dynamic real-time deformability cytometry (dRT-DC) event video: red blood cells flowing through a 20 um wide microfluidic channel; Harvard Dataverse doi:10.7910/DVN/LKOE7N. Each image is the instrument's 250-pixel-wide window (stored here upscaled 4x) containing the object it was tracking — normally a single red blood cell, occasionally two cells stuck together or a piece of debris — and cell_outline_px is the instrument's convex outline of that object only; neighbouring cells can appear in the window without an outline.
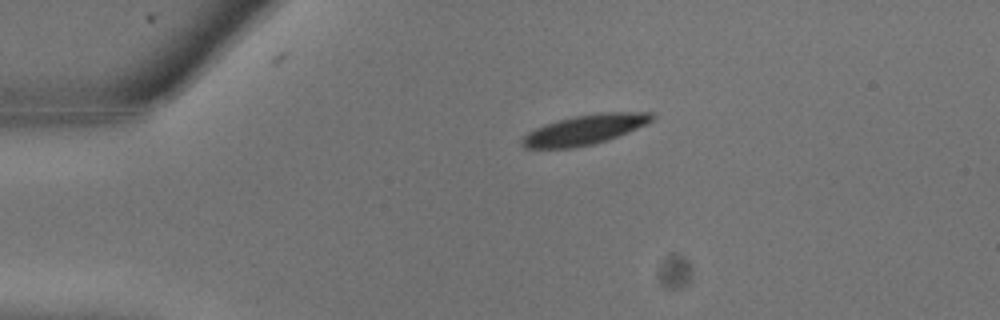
{"species": "common noctule bat (a hibernating species)", "species_latin": "Nyctalus noctula", "temperature_condition": "warm", "stored_images_in_passage": 9, "camera_frame_rate_fps": 3000, "um_per_image_px": 0.085, "animal": {"sex": "male", "body_mass_g": 13.3}, "frame": {"image": 1, "passage_image": 2, "time_ms": 0.333, "image_size_px": [1000, 320], "cell_outline_px": [[656, 116], [648, 124], [628, 132], [592, 144], [572, 148], [524, 148], [520, 144], [520, 140], [528, 132], [544, 124], [576, 116], [604, 112], [652, 112]], "centroid_in_image_um": [49.71, 11.02], "position_along_channel_um": 35.3, "area_um2": 22.37}}
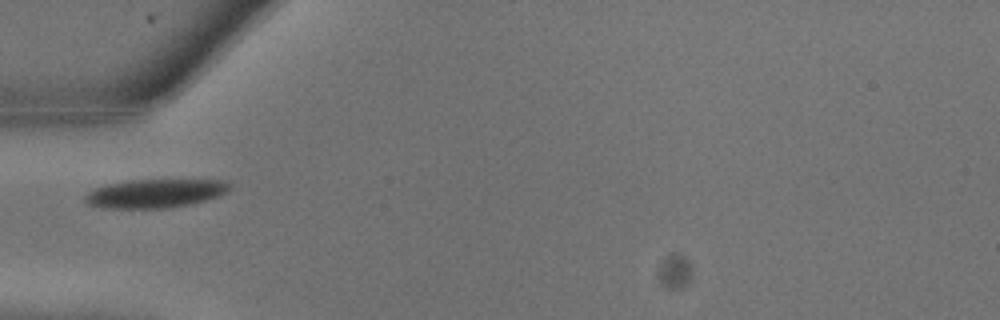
{"frame": {"image": 2, "passage_image": 5, "time_ms": 1.333, "image_size_px": [1000, 320], "cell_outline_px": [[232, 188], [216, 196], [204, 200], [188, 204], [168, 208], [104, 208], [88, 204], [84, 200], [84, 196], [88, 192], [96, 188], [108, 184], [128, 180], [228, 180]], "centroid_in_image_um": [13.17, 16.43], "position_along_channel_um": 71.8, "area_um2": 23.93}}
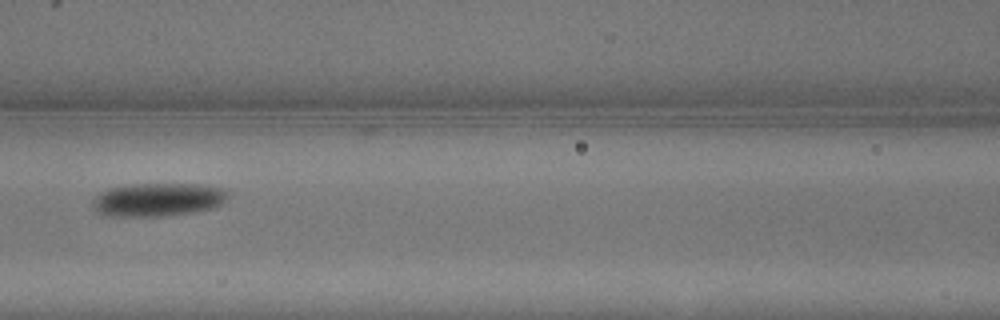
{"frame": {"image": 3, "passage_image": 8, "time_ms": 2.333, "image_size_px": [1000, 320], "cell_outline_px": [[228, 196], [220, 204], [212, 208], [192, 212], [164, 216], [104, 216], [92, 204], [96, 196], [100, 192], [108, 188], [124, 184], [200, 184], [224, 188], [228, 192]], "centroid_in_image_um": [13.41, 16.95], "position_along_channel_um": 153.2, "area_um2": 26.3}}